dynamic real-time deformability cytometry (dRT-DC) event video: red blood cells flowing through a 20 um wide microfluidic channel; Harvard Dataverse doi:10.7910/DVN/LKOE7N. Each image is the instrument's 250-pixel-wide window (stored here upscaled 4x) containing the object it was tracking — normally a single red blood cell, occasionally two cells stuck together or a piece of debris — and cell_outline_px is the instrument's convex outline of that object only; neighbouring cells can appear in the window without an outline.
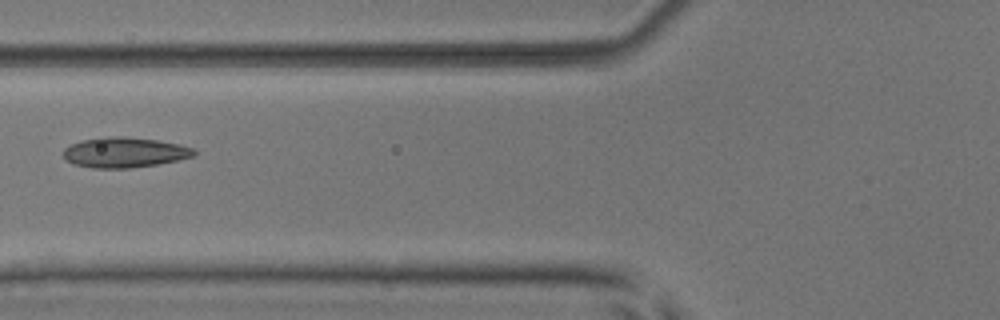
{"species": "common noctule bat (a hibernating species)", "species_latin": "Nyctalus noctula", "temperature_condition": "room temperature", "stored_images_in_passage": 6, "camera_frame_rate_fps": 3000, "um_per_image_px": 0.085, "animal": {"sex": "male", "body_mass_g": 17.9, "forearm_length_mm": 54.2}, "frame": {"image": 1, "passage_image": 5, "time_ms": 5.667, "image_size_px": [1000, 320], "cell_outline_px": [[196, 156], [156, 164], [128, 168], [92, 168], [72, 164], [64, 160], [64, 148], [80, 140], [104, 136], [124, 136], [156, 140], [180, 144], [192, 148], [196, 152]], "centroid_in_image_um": [10.54, 12.95], "position_along_channel_um": 115.3, "area_um2": 23.12}}
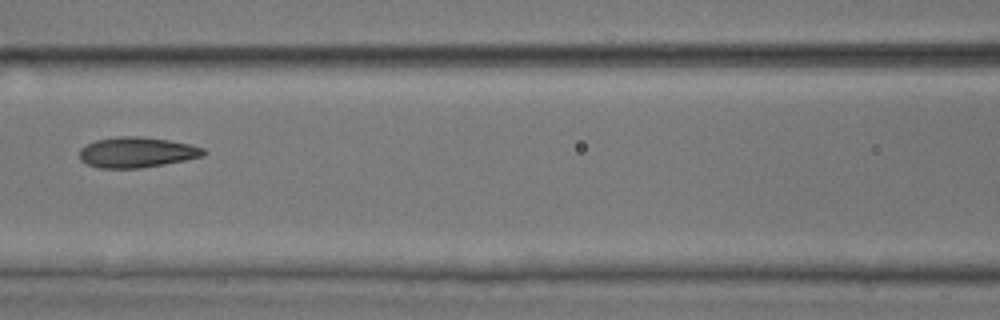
{"frame": {"image": 2, "passage_image": 6, "time_ms": 6.667, "image_size_px": [1000, 320], "cell_outline_px": [[208, 152], [204, 156], [164, 164], [140, 168], [100, 168], [88, 164], [80, 160], [80, 148], [96, 140], [116, 136], [140, 136], [168, 140], [188, 144], [204, 148]], "centroid_in_image_um": [11.63, 12.94], "position_along_channel_um": 155.0, "area_um2": 21.96}}